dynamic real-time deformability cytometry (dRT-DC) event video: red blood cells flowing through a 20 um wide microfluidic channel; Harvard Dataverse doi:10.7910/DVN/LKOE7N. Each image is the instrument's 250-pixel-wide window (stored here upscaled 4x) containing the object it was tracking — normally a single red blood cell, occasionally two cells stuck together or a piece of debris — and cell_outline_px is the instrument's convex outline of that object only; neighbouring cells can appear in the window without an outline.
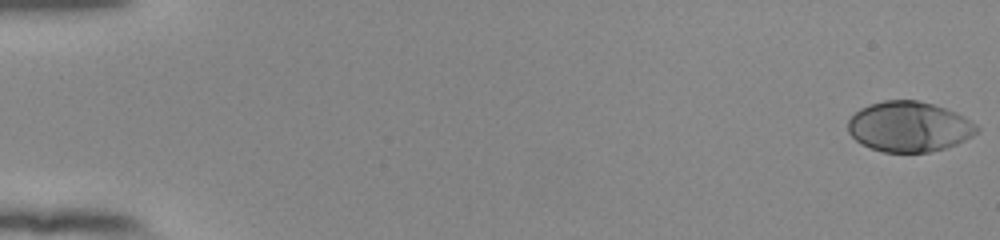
{"species": "human", "species_latin": "Homo sapiens", "temperature_condition": "room temperature", "stored_images_in_passage": 55, "camera_frame_rate_fps": 3000, "um_per_image_px": 0.085, "donor": {"sex": "female"}, "frame": {"image": 1, "passage_image": 1, "time_ms": 0.0, "image_size_px": [1000, 240], "cell_outline_px": [[980, 132], [956, 144], [944, 148], [928, 152], [884, 152], [860, 144], [848, 132], [848, 120], [860, 108], [868, 104], [884, 100], [916, 100], [932, 104], [956, 112], [964, 116], [976, 124], [980, 128]], "centroid_in_image_um": [77.28, 10.76], "position_along_channel_um": 7.7, "area_um2": 37.8}}
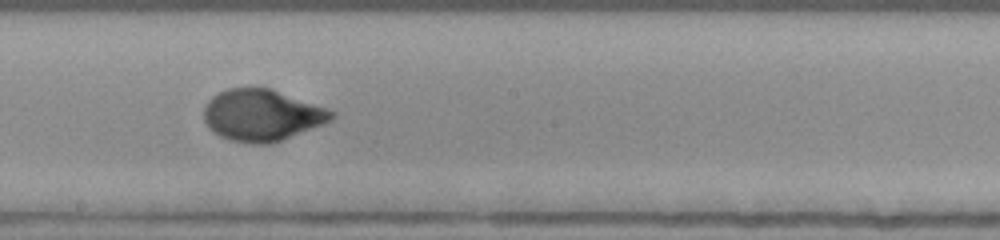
{"frame": {"image": 2, "passage_image": 32, "time_ms": 10.333, "image_size_px": [1000, 240], "cell_outline_px": [[336, 116], [332, 120], [324, 124], [272, 144], [252, 144], [232, 140], [220, 136], [212, 132], [208, 128], [204, 120], [204, 104], [212, 96], [228, 88], [268, 88], [328, 108], [336, 112]], "centroid_in_image_um": [22.26, 9.81], "position_along_channel_um": 225.9, "area_um2": 38.49}}
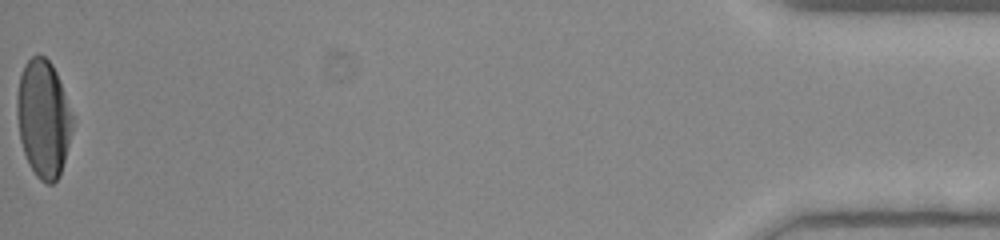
{"frame": {"image": 3, "passage_image": 55, "time_ms": 18.0, "image_size_px": [1000, 240], "cell_outline_px": [[72, 128], [60, 176], [52, 184], [48, 184], [40, 180], [36, 176], [28, 164], [20, 140], [16, 112], [16, 96], [20, 76], [24, 64], [32, 56], [44, 56], [52, 64], [56, 72], [72, 116]], "centroid_in_image_um": [3.65, 10.1], "position_along_channel_um": 431.5, "area_um2": 37.69}, "authors_computed_cell_mechanics": {"area_um2": 37.4544, "velocity_mm_per_s": 3.8595, "shape_relaxation_time_tau1_ms": 3.7844, "shape_relaxation_time_tau2_ms": null, "deformation_change_tau1": 0.224, "deformation_change_tau2": null}}